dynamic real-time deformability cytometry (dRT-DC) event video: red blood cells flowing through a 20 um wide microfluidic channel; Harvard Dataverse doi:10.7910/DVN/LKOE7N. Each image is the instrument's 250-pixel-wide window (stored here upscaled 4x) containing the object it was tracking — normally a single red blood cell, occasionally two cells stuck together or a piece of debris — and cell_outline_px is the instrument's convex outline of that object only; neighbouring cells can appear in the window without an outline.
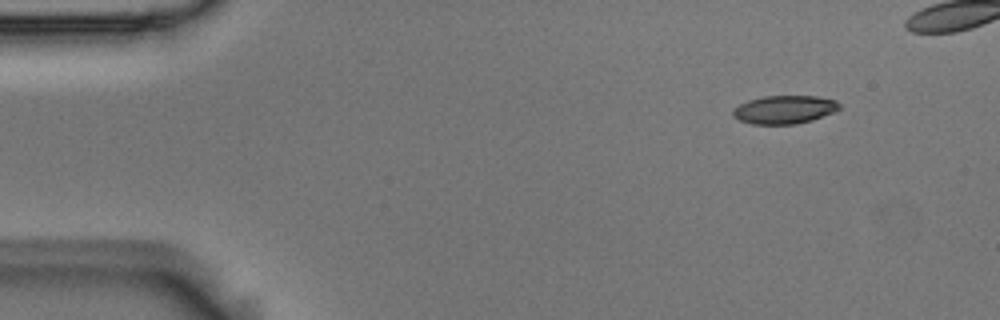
{"species": "Egyptian fruit bat (a non-hibernating species)", "species_latin": "Rousettus aegyptiacus", "temperature_condition": "room temperature", "stored_images_in_passage": 4, "segment_of_instrument_passage": [2, 2], "camera_frame_rate_fps": 3000, "um_per_image_px": 0.085, "animal": {"sex": "male"}, "frame": {"image": 1, "passage_image": 4, "time_ms": 1.0, "image_size_px": [1000, 320], "cell_outline_px": [[840, 108], [836, 112], [812, 120], [796, 124], [752, 124], [740, 120], [732, 116], [732, 112], [740, 104], [748, 100], [764, 96], [816, 96], [836, 100], [840, 104]], "centroid_in_image_um": [66.71, 9.31], "position_along_channel_um": 18.3, "area_um2": 17.57}}